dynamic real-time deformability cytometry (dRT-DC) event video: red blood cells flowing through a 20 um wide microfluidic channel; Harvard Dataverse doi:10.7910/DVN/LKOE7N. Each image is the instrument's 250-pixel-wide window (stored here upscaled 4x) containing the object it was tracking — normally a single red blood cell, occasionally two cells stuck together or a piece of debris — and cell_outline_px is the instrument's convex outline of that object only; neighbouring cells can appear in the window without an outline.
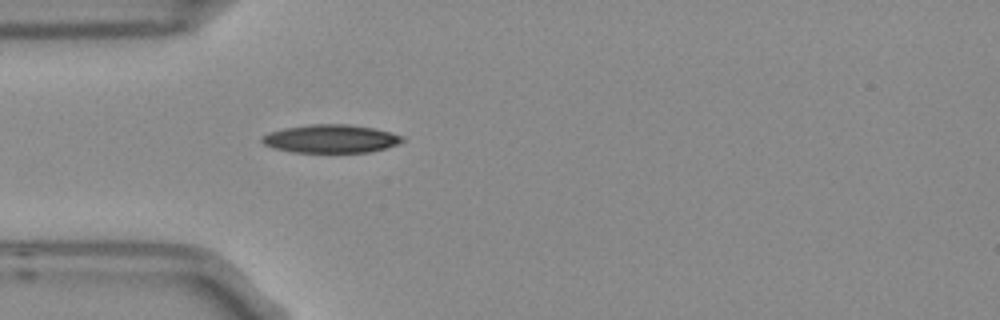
{"species": "Egyptian fruit bat (a non-hibernating species)", "species_latin": "Rousettus aegyptiacus", "temperature_condition": "room temperature", "stored_images_in_passage": 3, "camera_frame_rate_fps": 3000, "um_per_image_px": 0.085, "frame": {"image": 1, "passage_image": 3, "time_ms": 0.667, "image_size_px": [1000, 320], "cell_outline_px": [[404, 140], [396, 144], [384, 148], [368, 152], [292, 152], [272, 148], [264, 144], [260, 140], [260, 136], [268, 132], [284, 128], [312, 124], [348, 124], [372, 128], [404, 136]], "centroid_in_image_um": [28.04, 11.79], "position_along_channel_um": 57.0, "area_um2": 23.0}}